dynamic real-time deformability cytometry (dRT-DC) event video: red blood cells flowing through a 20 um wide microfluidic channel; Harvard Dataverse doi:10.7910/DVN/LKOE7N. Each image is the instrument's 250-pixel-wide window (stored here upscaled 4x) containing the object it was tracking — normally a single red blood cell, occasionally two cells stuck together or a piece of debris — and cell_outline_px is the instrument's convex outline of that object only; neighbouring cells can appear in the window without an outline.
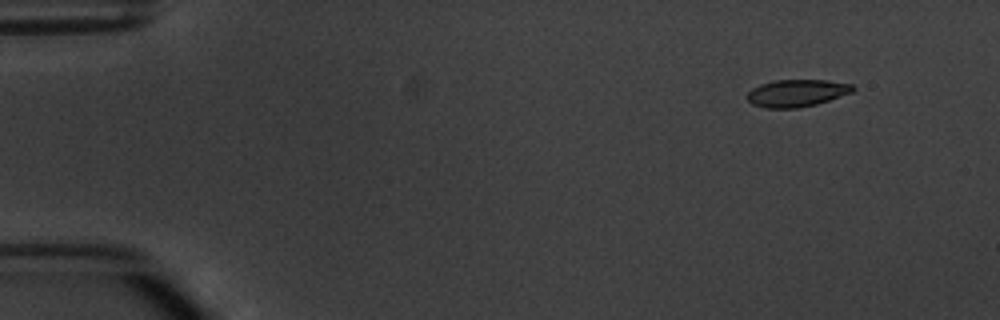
{"species": "common noctule bat (a hibernating species)", "species_latin": "Nyctalus noctula", "temperature_condition": "warm", "stored_images_in_passage": 5, "camera_frame_rate_fps": 3000, "um_per_image_px": 0.085, "animal": {"sex": "male", "body_mass_g": 20.1, "forearm_length_mm": 53.5}, "frame": {"image": 1, "passage_image": 2, "time_ms": 1.0, "image_size_px": [1000, 320], "cell_outline_px": [[856, 88], [852, 92], [816, 104], [796, 108], [764, 108], [752, 104], [748, 100], [748, 92], [752, 88], [760, 84], [772, 80], [828, 80], [852, 84]], "centroid_in_image_um": [67.71, 7.9], "position_along_channel_um": 17.3, "area_um2": 16.76}}
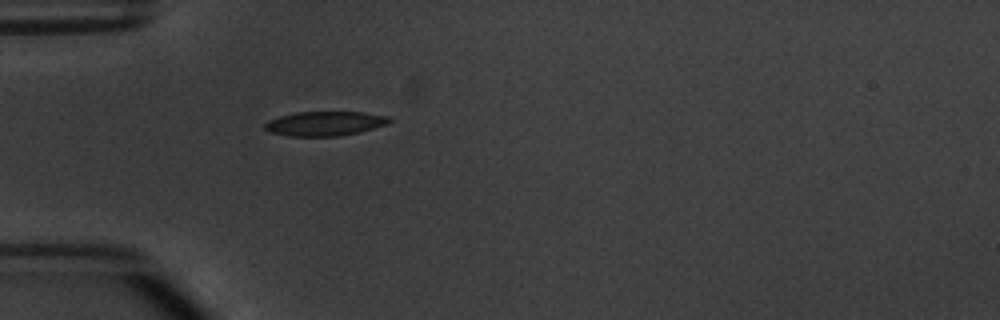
{"frame": {"image": 2, "passage_image": 5, "time_ms": 4.667, "image_size_px": [1000, 320], "cell_outline_px": [[392, 120], [388, 124], [360, 132], [340, 136], [288, 136], [268, 132], [264, 128], [264, 124], [268, 120], [280, 116], [296, 112], [364, 112], [388, 116]], "centroid_in_image_um": [27.61, 10.5], "position_along_channel_um": 57.4, "area_um2": 17.86}}